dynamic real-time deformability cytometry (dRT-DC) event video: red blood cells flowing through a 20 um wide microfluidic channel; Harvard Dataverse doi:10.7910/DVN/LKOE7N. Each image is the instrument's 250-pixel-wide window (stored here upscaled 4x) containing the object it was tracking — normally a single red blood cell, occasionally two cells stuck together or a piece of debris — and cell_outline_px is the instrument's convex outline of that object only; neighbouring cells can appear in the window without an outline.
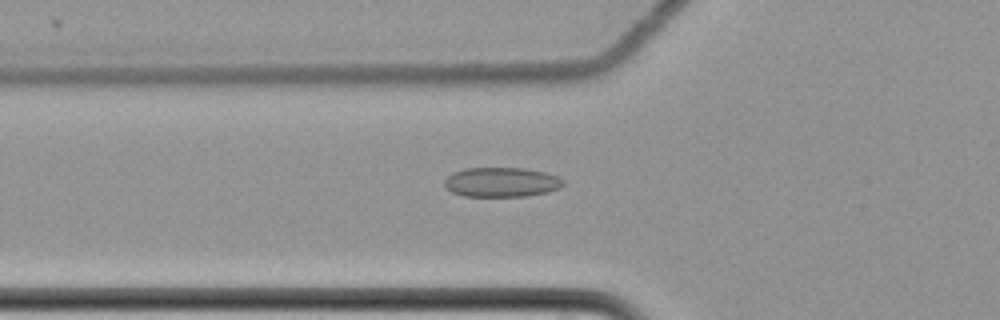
{"species": "common noctule bat (a hibernating species)", "species_latin": "Nyctalus noctula", "temperature_condition": "cold", "stored_images_in_passage": 58, "camera_frame_rate_fps": 3000, "um_per_image_px": 0.085, "animal": {"sex": "female", "body_mass_g": 22.7, "forearm_length_mm": 54.2}, "frame": {"image": 1, "passage_image": 20, "time_ms": 6.333, "image_size_px": [1000, 320], "cell_outline_px": [[564, 184], [560, 188], [548, 192], [528, 196], [464, 196], [452, 192], [444, 184], [444, 180], [452, 172], [464, 168], [524, 168], [544, 172], [556, 176], [564, 180]], "centroid_in_image_um": [42.63, 15.48], "position_along_channel_um": 83.2, "area_um2": 20.52}}
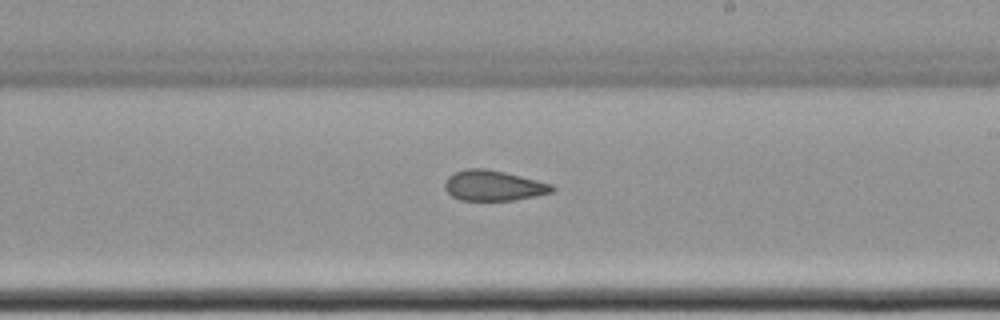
{"frame": {"image": 2, "passage_image": 34, "time_ms": 11.0, "image_size_px": [1000, 320], "cell_outline_px": [[556, 188], [552, 192], [536, 196], [512, 200], [460, 200], [452, 196], [444, 188], [444, 184], [448, 176], [456, 172], [468, 168], [484, 168], [504, 172], [552, 184]], "centroid_in_image_um": [41.93, 15.78], "position_along_channel_um": 247.1, "area_um2": 18.84}}
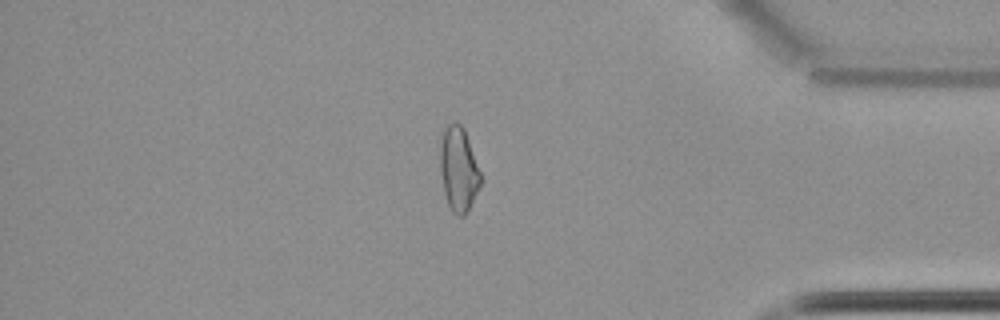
{"frame": {"image": 3, "passage_image": 49, "time_ms": 16.0, "image_size_px": [1000, 320], "cell_outline_px": [[480, 184], [464, 216], [456, 216], [452, 212], [448, 204], [444, 192], [440, 172], [440, 144], [444, 132], [448, 124], [460, 124], [464, 128], [480, 172]], "centroid_in_image_um": [38.96, 14.4], "position_along_channel_um": 396.2, "area_um2": 19.36}, "authors_computed_cell_mechanics": {"area_um2": 20.519, "velocity_mm_per_s": 3.5118, "shape_relaxation_time_tau1_ms": null, "shape_relaxation_time_tau2_ms": 4.749, "deformation_change_tau1": null, "deformation_change_tau2": 0.1161}}